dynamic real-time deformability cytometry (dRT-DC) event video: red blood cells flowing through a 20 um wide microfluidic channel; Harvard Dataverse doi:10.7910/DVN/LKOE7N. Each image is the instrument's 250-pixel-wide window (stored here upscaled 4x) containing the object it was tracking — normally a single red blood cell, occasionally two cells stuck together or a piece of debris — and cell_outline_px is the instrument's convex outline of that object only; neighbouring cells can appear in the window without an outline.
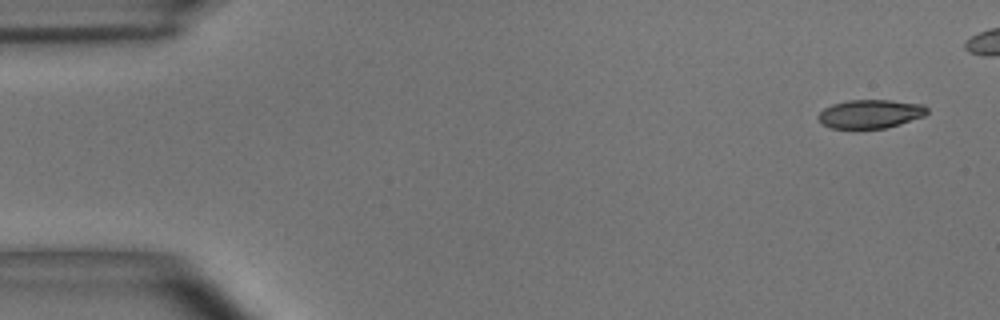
{"species": "common noctule bat (a hibernating species)", "species_latin": "Nyctalus noctula", "temperature_condition": "room temperature", "stored_images_in_passage": 11, "camera_frame_rate_fps": 3000, "um_per_image_px": 0.085, "animal": {"sex": "male", "body_mass_g": 15.6}, "frame": {"image": 1, "passage_image": 1, "time_ms": 0.0, "image_size_px": [1000, 320], "cell_outline_px": [[928, 112], [924, 116], [900, 124], [884, 128], [832, 128], [824, 124], [820, 120], [820, 112], [824, 108], [832, 104], [848, 100], [892, 100], [924, 104], [928, 108]], "centroid_in_image_um": [74.03, 9.66], "position_along_channel_um": 11.0, "area_um2": 18.03}}